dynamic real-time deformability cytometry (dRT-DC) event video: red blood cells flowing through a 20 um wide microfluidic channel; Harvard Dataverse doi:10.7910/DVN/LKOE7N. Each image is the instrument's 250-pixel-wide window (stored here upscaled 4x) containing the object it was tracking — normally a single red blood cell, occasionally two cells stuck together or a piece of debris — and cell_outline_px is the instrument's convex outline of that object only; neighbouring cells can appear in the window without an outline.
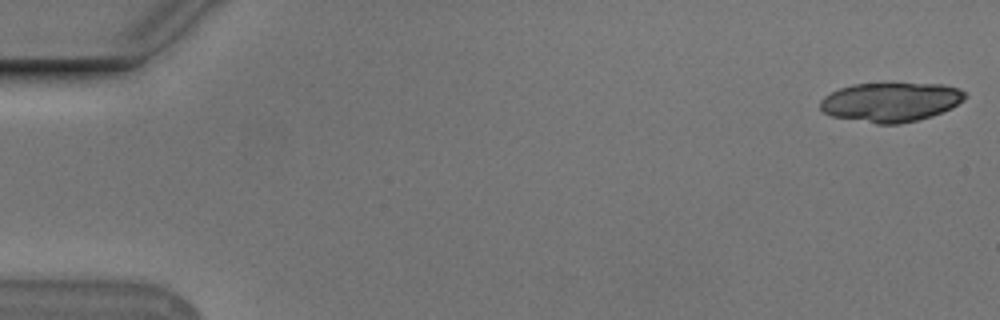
{"species": "Egyptian fruit bat (a non-hibernating species)", "species_latin": "Rousettus aegyptiacus", "temperature_condition": "cold", "stored_images_in_passage": 19, "camera_frame_rate_fps": 3000, "um_per_image_px": 0.085, "animal": {"sex": "male"}, "frame": {"image": 1, "passage_image": 1, "time_ms": 0.0, "image_size_px": [1000, 320], "cell_outline_px": [[968, 96], [964, 100], [952, 108], [932, 116], [900, 124], [876, 124], [832, 116], [824, 112], [820, 108], [820, 100], [824, 96], [840, 88], [852, 84], [944, 84], [960, 88]], "centroid_in_image_um": [75.74, 8.68], "position_along_channel_um": 9.3, "area_um2": 33.18}}